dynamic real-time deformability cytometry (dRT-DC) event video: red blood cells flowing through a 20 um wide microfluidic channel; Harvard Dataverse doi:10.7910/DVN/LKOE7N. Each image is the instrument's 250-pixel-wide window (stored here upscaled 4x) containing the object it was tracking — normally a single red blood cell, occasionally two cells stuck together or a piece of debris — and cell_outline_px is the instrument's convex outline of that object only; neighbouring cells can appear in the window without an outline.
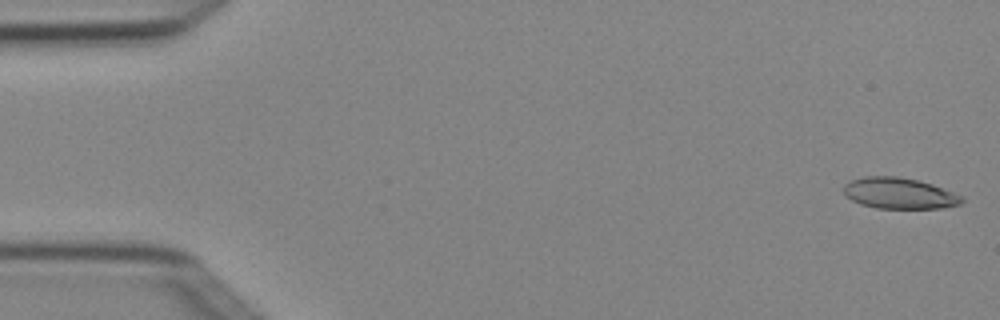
{"species": "Egyptian fruit bat (a non-hibernating species)", "species_latin": "Rousettus aegyptiacus", "temperature_condition": "cold", "stored_images_in_passage": 4, "camera_frame_rate_fps": 3000, "um_per_image_px": 0.085, "animal": {"sex": "female"}, "frame": {"image": 1, "passage_image": 1, "time_ms": 0.0, "image_size_px": [1000, 320], "cell_outline_px": [[964, 200], [960, 204], [944, 208], [876, 208], [860, 204], [844, 196], [844, 184], [852, 180], [864, 176], [900, 176], [932, 184], [964, 196]], "centroid_in_image_um": [76.44, 16.43], "position_along_channel_um": 8.6, "area_um2": 21.5}}
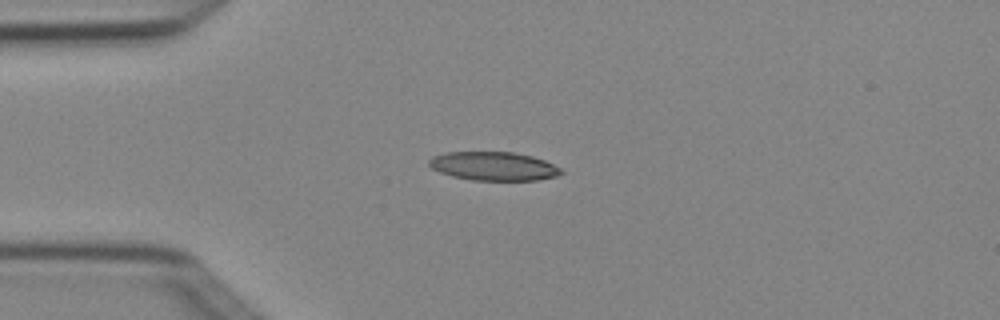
{"frame": {"image": 2, "passage_image": 4, "time_ms": 1.0, "image_size_px": [1000, 320], "cell_outline_px": [[564, 172], [556, 176], [536, 180], [472, 180], [452, 176], [440, 172], [432, 168], [428, 164], [428, 160], [432, 156], [444, 152], [512, 152], [532, 156], [544, 160], [560, 168]], "centroid_in_image_um": [41.92, 14.12], "position_along_channel_um": 43.1, "area_um2": 22.02}}